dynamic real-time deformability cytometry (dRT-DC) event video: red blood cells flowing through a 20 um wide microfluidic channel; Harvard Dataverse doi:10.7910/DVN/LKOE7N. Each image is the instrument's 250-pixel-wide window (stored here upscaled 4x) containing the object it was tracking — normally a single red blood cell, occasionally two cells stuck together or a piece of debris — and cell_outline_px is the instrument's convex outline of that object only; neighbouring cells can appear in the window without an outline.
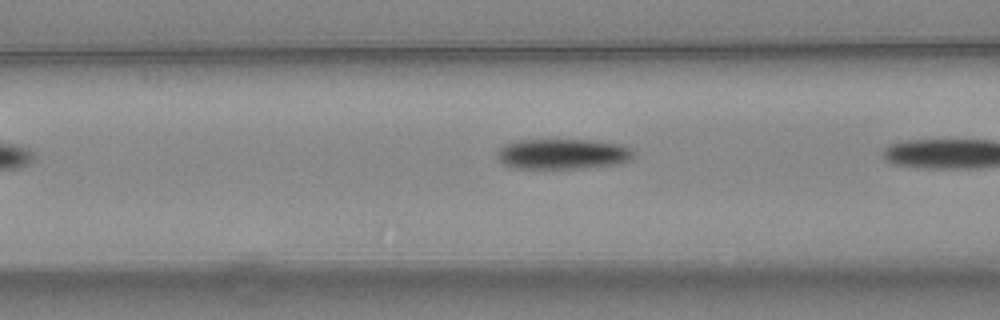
{"species": "common noctule bat (a hibernating species)", "species_latin": "Nyctalus noctula", "temperature_condition": "warm", "stored_images_in_passage": 6, "camera_frame_rate_fps": 3000, "um_per_image_px": 0.085, "animal": {"sex": "female", "body_mass_g": 24.6, "forearm_length_mm": 56.2}, "frame": {"image": 1, "passage_image": 4, "time_ms": 1.0, "image_size_px": [1000, 320], "cell_outline_px": [[636, 152], [632, 160], [616, 164], [580, 168], [516, 168], [504, 164], [496, 156], [496, 152], [504, 144], [516, 140], [592, 140], [624, 144], [632, 148]], "centroid_in_image_um": [47.88, 13.07], "position_along_channel_um": 118.7, "area_um2": 24.39}}